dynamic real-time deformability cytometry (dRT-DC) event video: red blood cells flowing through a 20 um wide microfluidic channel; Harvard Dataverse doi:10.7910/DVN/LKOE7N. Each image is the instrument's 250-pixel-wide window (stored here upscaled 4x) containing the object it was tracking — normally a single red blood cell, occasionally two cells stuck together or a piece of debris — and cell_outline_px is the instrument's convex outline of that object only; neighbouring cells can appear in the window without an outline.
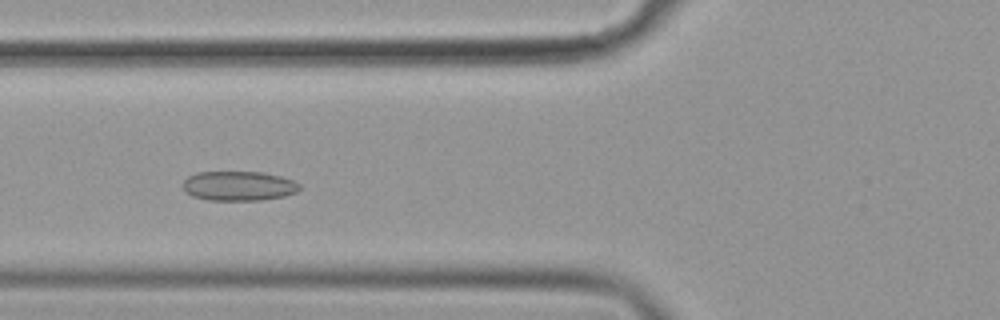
{"species": "common noctule bat (a hibernating species)", "species_latin": "Nyctalus noctula", "temperature_condition": "cold", "stored_images_in_passage": 39, "camera_frame_rate_fps": 3000, "um_per_image_px": 0.085, "animal": {"sex": "female", "body_mass_g": 19.9}, "frame": {"image": 1, "passage_image": 6, "time_ms": 1.667, "image_size_px": [1000, 320], "cell_outline_px": [[300, 188], [296, 192], [284, 196], [260, 200], [208, 200], [192, 196], [184, 192], [180, 184], [188, 176], [196, 172], [260, 172], [280, 176], [292, 180], [300, 184]], "centroid_in_image_um": [20.22, 15.8], "position_along_channel_um": 105.6, "area_um2": 20.23}}
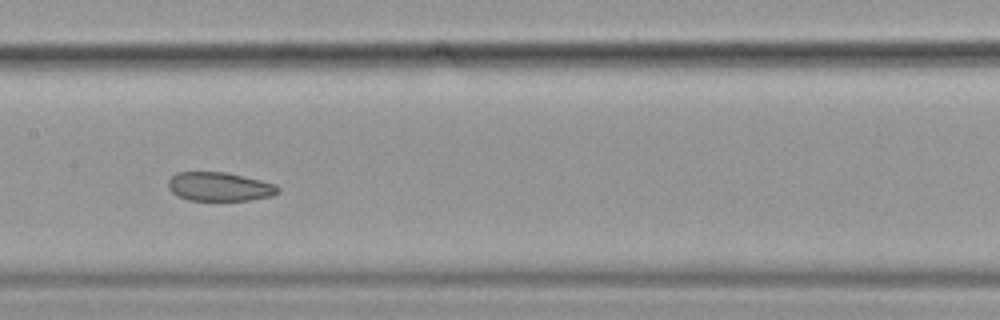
{"frame": {"image": 2, "passage_image": 13, "time_ms": 4.0, "image_size_px": [1000, 320], "cell_outline_px": [[280, 192], [272, 196], [248, 200], [188, 200], [172, 192], [168, 188], [168, 180], [176, 172], [224, 172], [260, 180], [276, 184], [280, 188]], "centroid_in_image_um": [18.67, 15.86], "position_along_channel_um": 188.7, "area_um2": 18.38}}
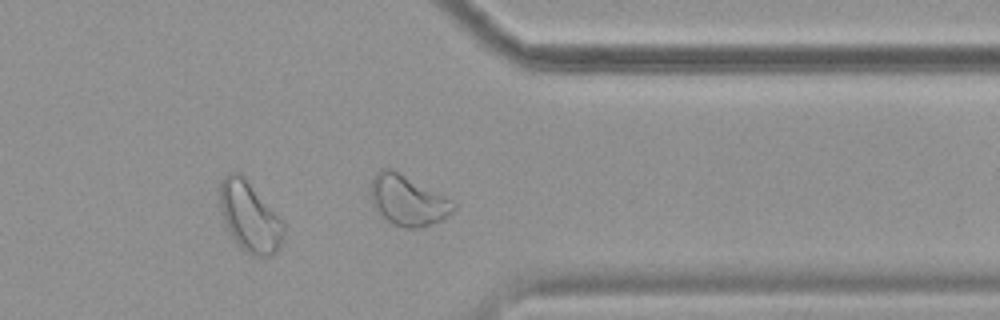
{"frame": {"image": 3, "passage_image": 29, "time_ms": 9.333, "image_size_px": [1000, 320], "cell_outline_px": [[284, 236], [276, 252], [272, 256], [252, 256], [240, 248], [236, 244], [224, 228], [216, 192], [216, 188], [224, 176], [228, 172], [240, 172], [244, 176], [284, 224]], "centroid_in_image_um": [21.12, 18.42], "position_along_channel_um": 390.3, "area_um2": 26.7}, "authors_computed_cell_mechanics": {"area_um2": 20.0566, "velocity_mm_per_s": 3.5729, "shape_relaxation_time_tau1_ms": null, "shape_relaxation_time_tau2_ms": 2.361, "deformation_change_tau1": null, "deformation_change_tau2": 0.0735}}